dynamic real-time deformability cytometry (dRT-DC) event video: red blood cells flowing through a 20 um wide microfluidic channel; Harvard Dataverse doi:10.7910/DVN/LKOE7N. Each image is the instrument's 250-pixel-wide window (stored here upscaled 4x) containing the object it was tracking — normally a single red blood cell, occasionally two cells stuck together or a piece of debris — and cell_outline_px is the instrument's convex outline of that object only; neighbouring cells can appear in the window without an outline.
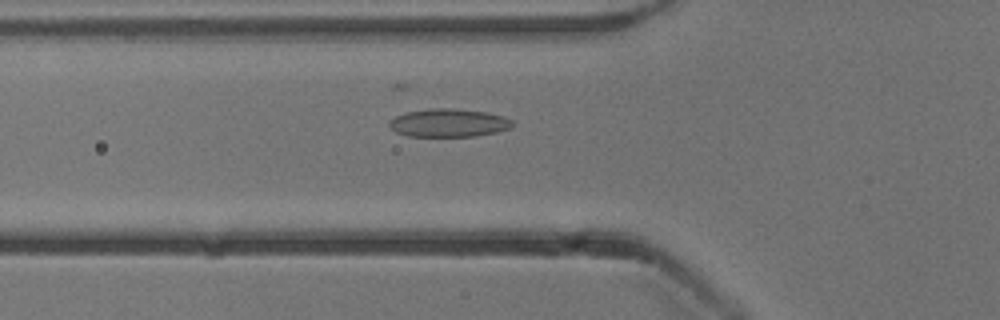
{"species": "common noctule bat (a hibernating species)", "species_latin": "Nyctalus noctula", "temperature_condition": "cold", "stored_images_in_passage": 28, "camera_frame_rate_fps": 3000, "um_per_image_px": 0.085, "animal": {"sex": "male", "body_mass_g": 13.3}, "frame": {"image": 1, "passage_image": 4, "time_ms": 1.0, "image_size_px": [1000, 320], "cell_outline_px": [[512, 124], [508, 128], [496, 132], [476, 136], [408, 136], [396, 132], [388, 124], [396, 116], [408, 112], [432, 108], [452, 108], [484, 112], [504, 116], [512, 120]], "centroid_in_image_um": [38.14, 10.44], "position_along_channel_um": 87.7, "area_um2": 19.88}}
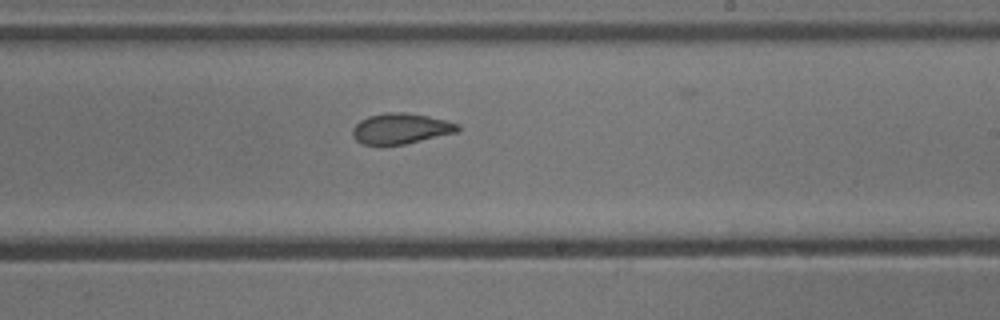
{"frame": {"image": 2, "passage_image": 17, "time_ms": 5.333, "image_size_px": [1000, 320], "cell_outline_px": [[460, 132], [404, 144], [364, 144], [356, 140], [352, 136], [352, 128], [360, 120], [368, 116], [384, 112], [408, 112], [428, 116], [460, 124]], "centroid_in_image_um": [34.09, 10.91], "position_along_channel_um": 254.9, "area_um2": 18.84}}
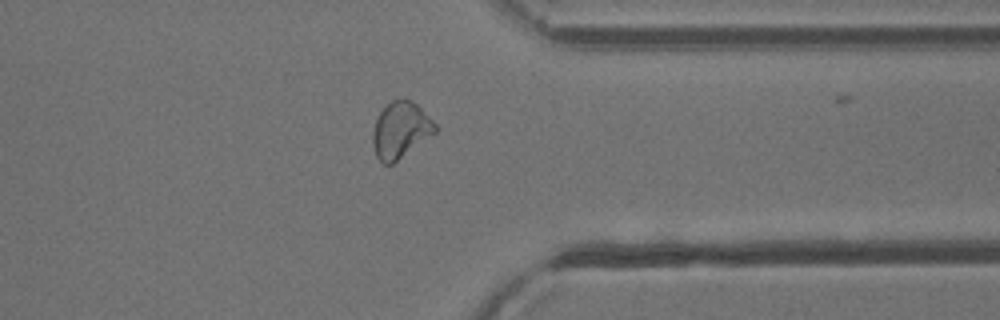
{"frame": {"image": 3, "passage_image": 27, "time_ms": 8.667, "image_size_px": [1000, 320], "cell_outline_px": [[436, 132], [392, 164], [384, 164], [376, 156], [372, 144], [372, 132], [376, 120], [380, 112], [392, 100], [408, 100], [416, 104], [436, 124]], "centroid_in_image_um": [34.02, 11.08], "position_along_channel_um": 377.4, "area_um2": 20.0}}